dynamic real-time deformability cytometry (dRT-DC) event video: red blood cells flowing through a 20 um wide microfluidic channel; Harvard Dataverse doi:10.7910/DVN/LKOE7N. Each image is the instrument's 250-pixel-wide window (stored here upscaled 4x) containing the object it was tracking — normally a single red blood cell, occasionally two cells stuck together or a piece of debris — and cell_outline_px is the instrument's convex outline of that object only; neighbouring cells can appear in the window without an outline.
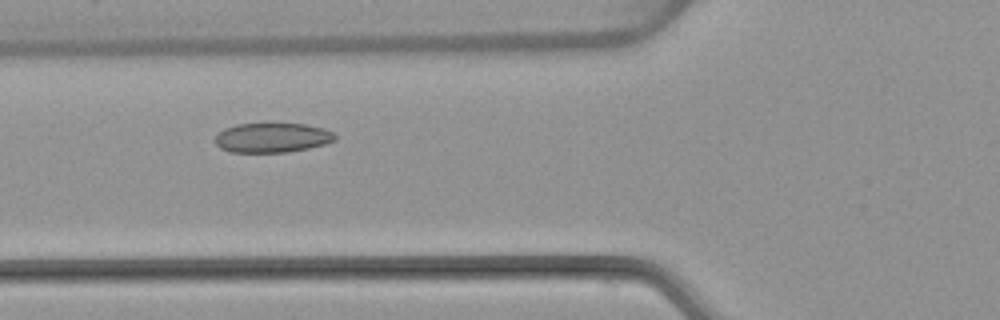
{"species": "common noctule bat (a hibernating species)", "species_latin": "Nyctalus noctula", "temperature_condition": "warm", "stored_images_in_passage": 48, "camera_frame_rate_fps": 3000, "um_per_image_px": 0.085, "animal": {"sex": "female", "body_mass_g": 22.7, "forearm_length_mm": 54.2}, "frame": {"image": 1, "passage_image": 15, "time_ms": 4.667, "image_size_px": [1000, 320], "cell_outline_px": [[336, 140], [324, 144], [308, 148], [288, 152], [232, 152], [220, 148], [212, 140], [224, 128], [236, 124], [304, 124], [324, 128], [332, 132], [336, 136]], "centroid_in_image_um": [23.12, 11.7], "position_along_channel_um": 102.7, "area_um2": 20.63}}
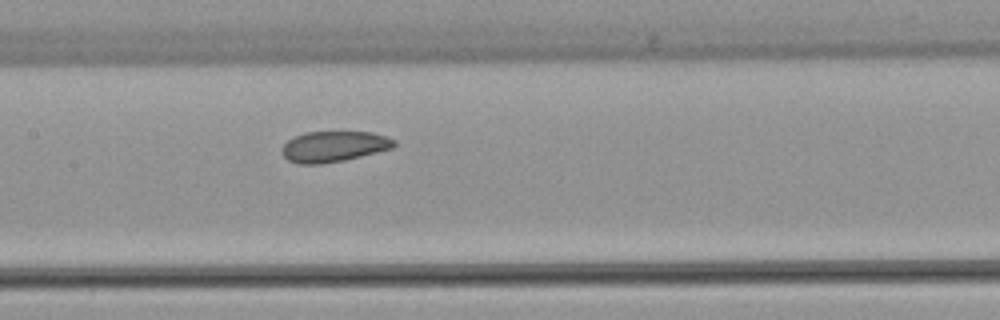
{"frame": {"image": 2, "passage_image": 21, "time_ms": 6.667, "image_size_px": [1000, 320], "cell_outline_px": [[396, 144], [392, 148], [344, 160], [320, 164], [300, 164], [288, 160], [284, 156], [280, 148], [288, 140], [304, 132], [372, 132], [396, 140]], "centroid_in_image_um": [28.35, 12.45], "position_along_channel_um": 179.0, "area_um2": 19.94}}
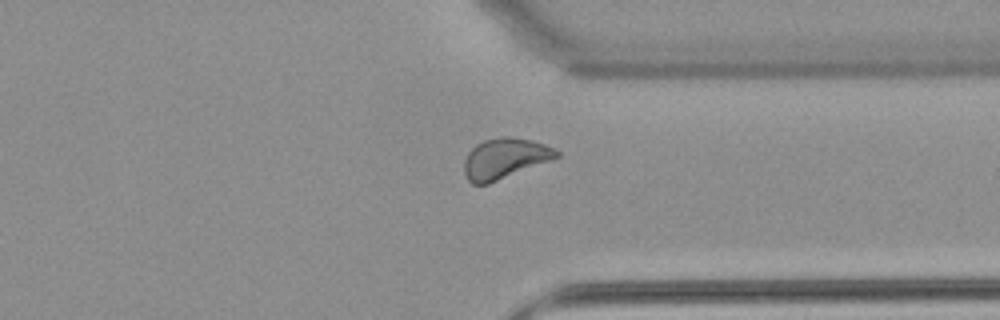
{"frame": {"image": 3, "passage_image": 36, "time_ms": 11.667, "image_size_px": [1000, 320], "cell_outline_px": [[560, 156], [552, 160], [488, 184], [472, 184], [468, 180], [464, 172], [464, 160], [468, 152], [476, 144], [484, 140], [504, 136], [512, 136], [532, 140], [544, 144], [560, 152]], "centroid_in_image_um": [42.9, 13.46], "position_along_channel_um": 368.5, "area_um2": 21.85}, "authors_computed_cell_mechanics": {"area_um2": 21.5305, "velocity_mm_per_s": 3.811, "shape_relaxation_time_tau1_ms": null, "shape_relaxation_time_tau2_ms": 3.2978, "deformation_change_tau1": null, "deformation_change_tau2": 0.0859}}